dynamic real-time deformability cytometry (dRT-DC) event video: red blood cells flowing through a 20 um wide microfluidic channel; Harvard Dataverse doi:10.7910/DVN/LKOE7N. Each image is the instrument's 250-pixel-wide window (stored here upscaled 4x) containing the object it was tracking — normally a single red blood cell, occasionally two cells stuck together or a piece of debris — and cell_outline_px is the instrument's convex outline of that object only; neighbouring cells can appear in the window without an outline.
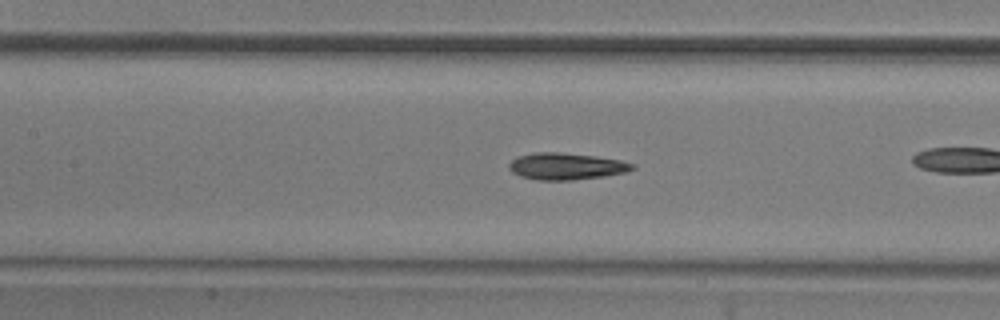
{"species": "common noctule bat (a hibernating species)", "species_latin": "Nyctalus noctula", "temperature_condition": "room temperature", "stored_images_in_passage": 44, "camera_frame_rate_fps": 3000, "um_per_image_px": 0.085, "animal": {"sex": "male", "body_mass_g": 20.5, "forearm_length_mm": 52.5}, "frame": {"image": 1, "passage_image": 24, "time_ms": 7.667, "image_size_px": [1000, 320], "cell_outline_px": [[636, 168], [624, 172], [604, 176], [572, 180], [536, 180], [520, 176], [512, 172], [508, 168], [508, 164], [516, 156], [536, 152], [560, 152], [596, 156], [620, 160], [636, 164]], "centroid_in_image_um": [48.1, 14.13], "position_along_channel_um": 159.3, "area_um2": 19.36}}